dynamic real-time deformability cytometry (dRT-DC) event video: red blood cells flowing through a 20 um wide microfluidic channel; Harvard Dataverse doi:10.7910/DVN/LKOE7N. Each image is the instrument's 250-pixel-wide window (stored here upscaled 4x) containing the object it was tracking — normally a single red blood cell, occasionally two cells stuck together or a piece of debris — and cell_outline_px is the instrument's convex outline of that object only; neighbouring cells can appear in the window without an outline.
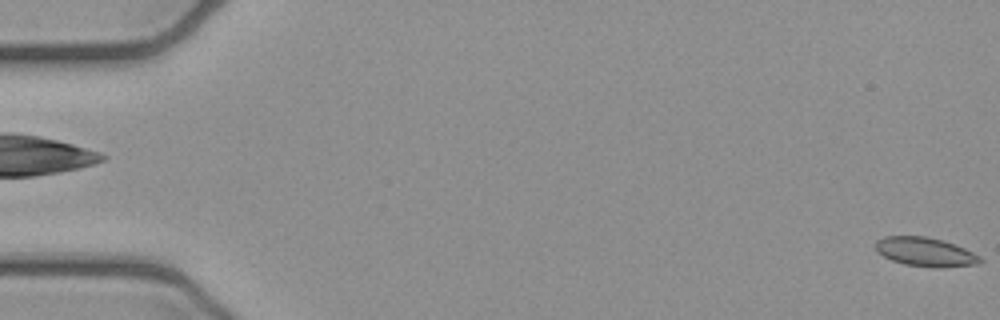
{"species": "common noctule bat (a hibernating species)", "species_latin": "Nyctalus noctula", "temperature_condition": "cold", "stored_images_in_passage": 5, "camera_frame_rate_fps": 3000, "um_per_image_px": 0.085, "animal": {"sex": "female", "body_mass_g": 21.9}, "frame": {"image": 1, "passage_image": 5, "time_ms": 1.333, "image_size_px": [1000, 320], "cell_outline_px": [[984, 260], [980, 264], [940, 268], [932, 268], [904, 264], [892, 260], [876, 252], [876, 240], [884, 236], [924, 236], [944, 240], [964, 248], [980, 256]], "centroid_in_image_um": [78.67, 21.42], "position_along_channel_um": 6.3, "area_um2": 17.86}}